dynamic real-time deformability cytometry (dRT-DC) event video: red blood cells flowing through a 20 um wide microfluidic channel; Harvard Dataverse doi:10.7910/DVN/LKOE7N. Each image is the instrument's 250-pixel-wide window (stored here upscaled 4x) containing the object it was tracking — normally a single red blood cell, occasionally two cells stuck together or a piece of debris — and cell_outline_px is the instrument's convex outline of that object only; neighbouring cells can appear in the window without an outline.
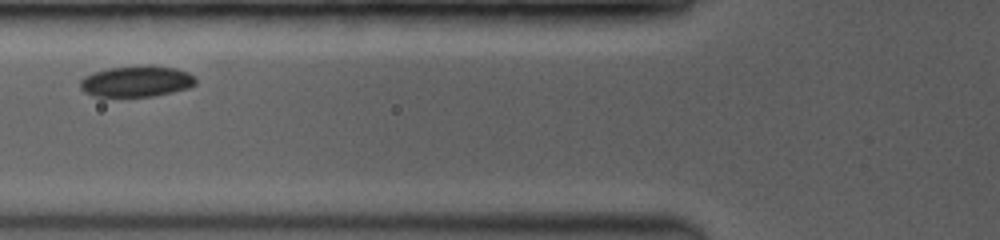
{"species": "common noctule bat (a hibernating species)", "species_latin": "Nyctalus noctula", "temperature_condition": "room temperature", "stored_images_in_passage": 9, "camera_frame_rate_fps": 3500, "um_per_image_px": 0.085, "animal": {"sex": "female", "body_mass_g": 19.0, "forearm_length_mm": 53.3}, "frame": {"image": 1, "passage_image": 6, "time_ms": 2.857, "image_size_px": [1000, 240], "cell_outline_px": [[196, 84], [188, 88], [172, 92], [152, 96], [92, 96], [84, 92], [80, 88], [80, 80], [84, 76], [92, 72], [108, 68], [152, 64], [176, 68], [188, 72], [196, 80]], "centroid_in_image_um": [11.58, 6.89], "position_along_channel_um": 114.2, "area_um2": 21.1}}
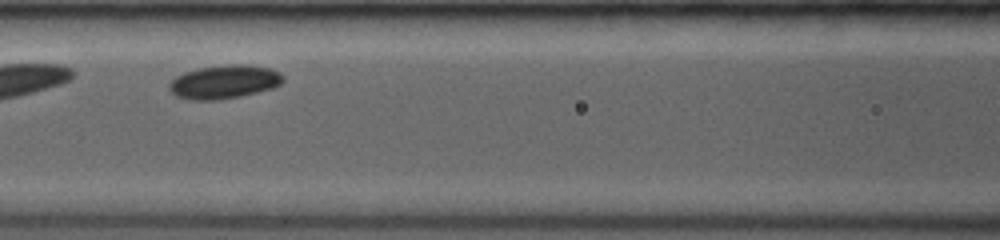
{"frame": {"image": 2, "passage_image": 8, "time_ms": 3.714, "image_size_px": [1000, 240], "cell_outline_px": [[284, 80], [280, 84], [272, 88], [240, 96], [220, 100], [188, 100], [176, 96], [168, 88], [168, 84], [176, 76], [184, 72], [200, 68], [228, 64], [244, 64], [268, 68], [280, 72], [284, 76]], "centroid_in_image_um": [19.04, 6.96], "position_along_channel_um": 147.6, "area_um2": 22.31}}